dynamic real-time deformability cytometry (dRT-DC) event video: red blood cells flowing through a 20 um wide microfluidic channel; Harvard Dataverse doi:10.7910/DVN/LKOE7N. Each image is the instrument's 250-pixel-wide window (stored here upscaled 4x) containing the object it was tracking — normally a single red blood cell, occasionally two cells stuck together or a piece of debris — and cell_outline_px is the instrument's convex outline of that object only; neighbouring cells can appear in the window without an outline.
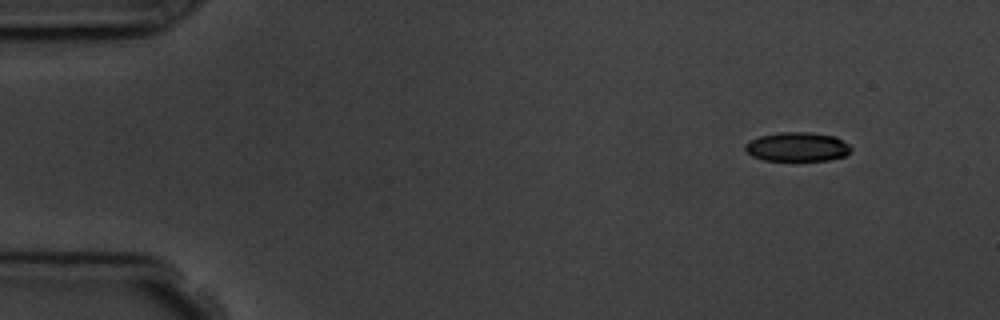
{"species": "common noctule bat (a hibernating species)", "species_latin": "Nyctalus noctula", "temperature_condition": "room temperature", "stored_images_in_passage": 4, "camera_frame_rate_fps": 3000, "um_per_image_px": 0.085, "animal": {"sex": "male", "body_mass_g": 19.5, "forearm_length_mm": 54.6}, "frame": {"image": 1, "passage_image": 1, "time_ms": 0.0, "image_size_px": [1000, 320], "cell_outline_px": [[852, 148], [844, 156], [828, 160], [764, 160], [752, 156], [744, 148], [744, 144], [748, 140], [760, 136], [780, 132], [808, 132], [832, 136], [848, 144]], "centroid_in_image_um": [67.71, 12.48], "position_along_channel_um": 17.3, "area_um2": 17.74}}
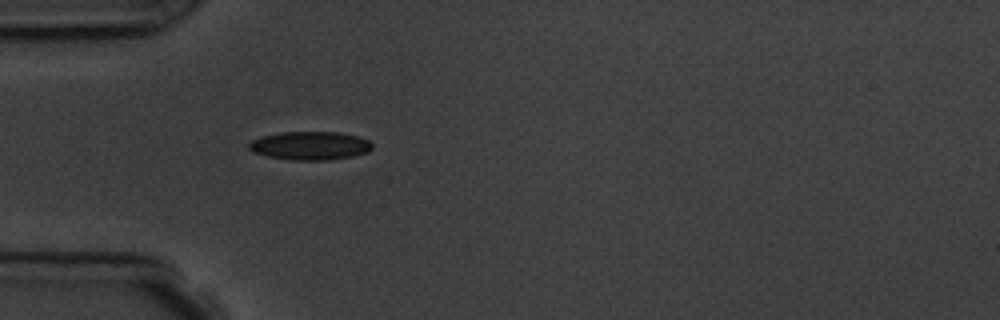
{"frame": {"image": 2, "passage_image": 4, "time_ms": 3.667, "image_size_px": [1000, 320], "cell_outline_px": [[372, 148], [368, 152], [352, 156], [328, 160], [292, 160], [268, 156], [252, 152], [248, 148], [248, 144], [252, 140], [264, 136], [280, 132], [336, 132], [356, 136], [368, 140], [372, 144]], "centroid_in_image_um": [26.34, 12.38], "position_along_channel_um": 58.7, "area_um2": 20.29}}